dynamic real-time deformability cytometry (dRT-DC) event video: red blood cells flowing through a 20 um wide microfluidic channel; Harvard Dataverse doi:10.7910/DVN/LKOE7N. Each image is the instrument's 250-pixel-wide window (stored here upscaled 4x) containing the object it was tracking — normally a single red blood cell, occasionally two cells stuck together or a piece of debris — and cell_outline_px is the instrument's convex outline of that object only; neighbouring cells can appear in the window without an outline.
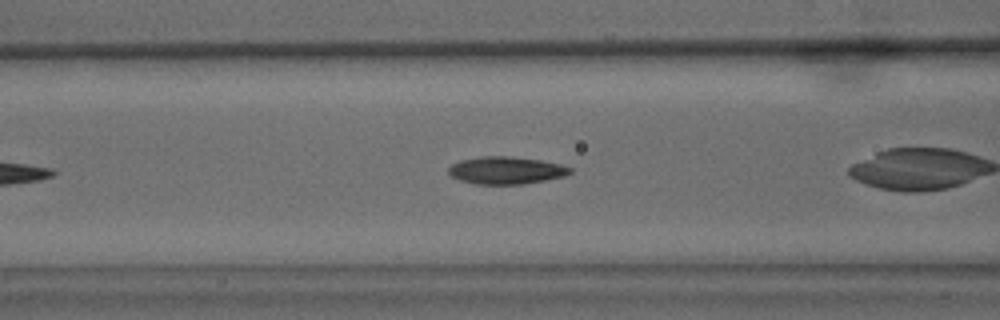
{"species": "common noctule bat (a hibernating species)", "species_latin": "Nyctalus noctula", "temperature_condition": "warm", "stored_images_in_passage": 33, "camera_frame_rate_fps": 3000, "um_per_image_px": 0.085, "animal": {"sex": "male", "body_mass_g": 15.6}, "frame": {"image": 1, "passage_image": 6, "time_ms": 1.667, "image_size_px": [1000, 320], "cell_outline_px": [[572, 172], [564, 176], [524, 184], [476, 184], [460, 180], [452, 176], [448, 172], [448, 168], [452, 164], [460, 160], [480, 156], [508, 156], [540, 160], [560, 164], [572, 168]], "centroid_in_image_um": [43.0, 14.47], "position_along_channel_um": 123.6, "area_um2": 19.36}, "authors_computed_cell_mechanics": {"area_um2": 13.4674, "velocity_mm_per_s": 3.8001, "shape_relaxation_time_tau1_ms": 2.8904, "shape_relaxation_time_tau2_ms": 5.3967, "deformation_change_tau1": 0.0781, "deformation_change_tau2": 0.1407}}